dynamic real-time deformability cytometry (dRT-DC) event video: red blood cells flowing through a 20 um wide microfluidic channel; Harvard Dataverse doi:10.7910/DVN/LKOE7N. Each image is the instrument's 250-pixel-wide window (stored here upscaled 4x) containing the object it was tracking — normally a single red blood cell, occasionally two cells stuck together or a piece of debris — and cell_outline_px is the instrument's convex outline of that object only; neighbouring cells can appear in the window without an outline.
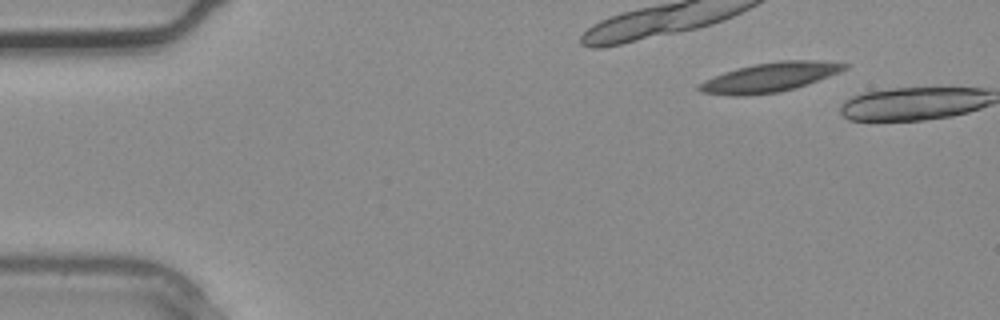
{"species": "common noctule bat (a hibernating species)", "species_latin": "Nyctalus noctula", "temperature_condition": "warm", "stored_images_in_passage": 2, "camera_frame_rate_fps": 3000, "um_per_image_px": 0.085, "animal": {"sex": "male", "body_mass_g": 20.4}, "frame": {"image": 1, "passage_image": 2, "time_ms": 0.333, "image_size_px": [1000, 320], "cell_outline_px": [[848, 68], [840, 72], [808, 84], [796, 88], [776, 92], [744, 96], [728, 96], [700, 92], [696, 88], [704, 80], [724, 72], [736, 68], [756, 64], [780, 60], [820, 60], [848, 64]], "centroid_in_image_um": [65.42, 6.57], "position_along_channel_um": 19.6, "area_um2": 24.91}}